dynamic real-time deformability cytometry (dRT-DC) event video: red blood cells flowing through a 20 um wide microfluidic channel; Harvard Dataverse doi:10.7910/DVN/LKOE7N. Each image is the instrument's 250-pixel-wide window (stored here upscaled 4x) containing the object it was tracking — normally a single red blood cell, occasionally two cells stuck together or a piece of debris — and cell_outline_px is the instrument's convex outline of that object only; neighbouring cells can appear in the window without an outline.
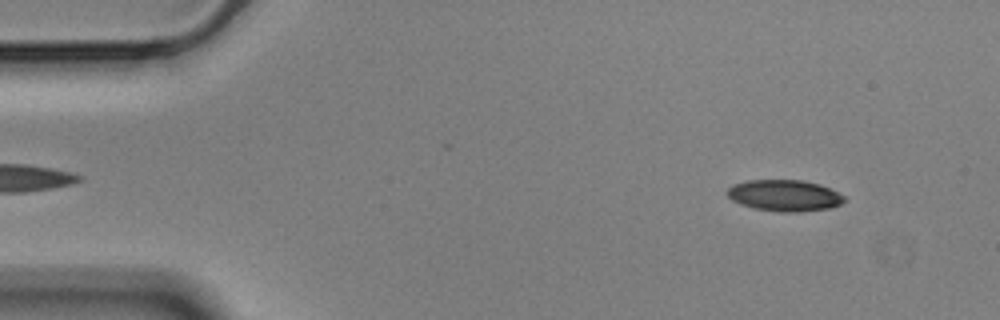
{"species": "Egyptian fruit bat (a non-hibernating species)", "species_latin": "Rousettus aegyptiacus", "temperature_condition": "cold", "stored_images_in_passage": 55, "camera_frame_rate_fps": 3000, "um_per_image_px": 0.085, "animal": {"sex": "male"}, "frame": {"image": 1, "passage_image": 5, "time_ms": 1.333, "image_size_px": [1000, 320], "cell_outline_px": [[848, 200], [832, 208], [800, 212], [780, 212], [752, 208], [740, 204], [732, 200], [724, 192], [732, 184], [748, 180], [804, 180], [820, 184], [844, 196]], "centroid_in_image_um": [66.67, 16.62], "position_along_channel_um": 18.3, "area_um2": 21.68}}
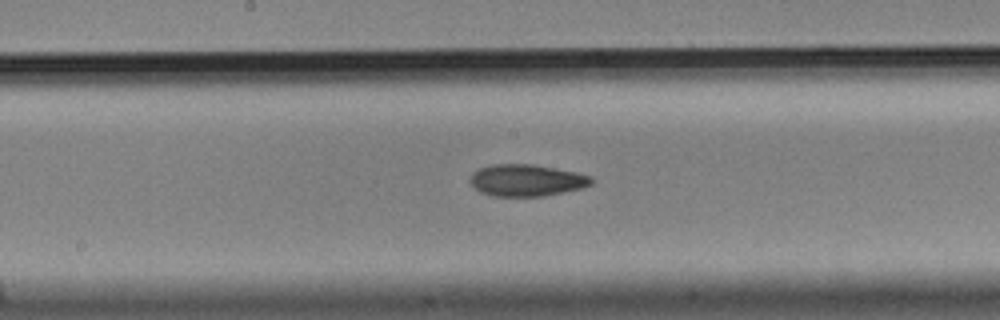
{"frame": {"image": 2, "passage_image": 28, "time_ms": 9.0, "image_size_px": [1000, 320], "cell_outline_px": [[592, 184], [584, 188], [544, 196], [492, 196], [480, 192], [468, 180], [472, 172], [480, 168], [492, 164], [532, 164], [576, 172], [592, 176]], "centroid_in_image_um": [44.76, 15.33], "position_along_channel_um": 203.4, "area_um2": 22.6}}
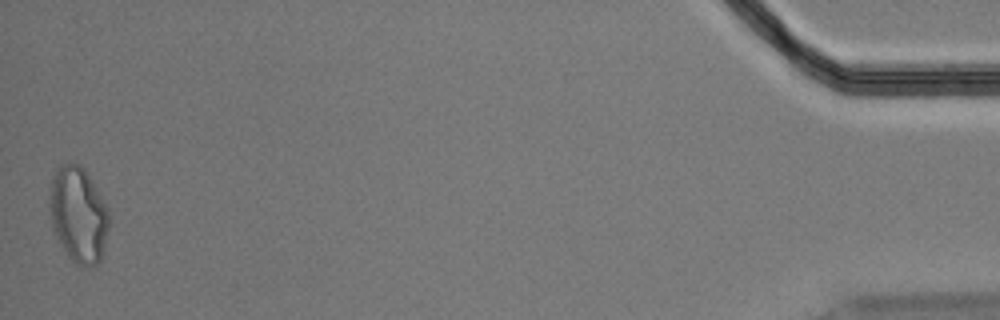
{"frame": {"image": 3, "passage_image": 55, "time_ms": 18.0, "image_size_px": [1000, 320], "cell_outline_px": [[112, 220], [104, 252], [100, 260], [96, 264], [76, 264], [68, 256], [60, 244], [52, 228], [48, 208], [52, 176], [60, 164], [76, 164], [84, 168], [92, 180], [108, 208]], "centroid_in_image_um": [6.68, 18.24], "position_along_channel_um": 428.5, "area_um2": 33.58}, "authors_computed_cell_mechanics": {"area_um2": 22.5998, "velocity_mm_per_s": 3.5401, "shape_relaxation_time_tau1_ms": 10.7146, "shape_relaxation_time_tau2_ms": 6.9937, "deformation_change_tau1": 0.1985, "deformation_change_tau2": 0.1499}}